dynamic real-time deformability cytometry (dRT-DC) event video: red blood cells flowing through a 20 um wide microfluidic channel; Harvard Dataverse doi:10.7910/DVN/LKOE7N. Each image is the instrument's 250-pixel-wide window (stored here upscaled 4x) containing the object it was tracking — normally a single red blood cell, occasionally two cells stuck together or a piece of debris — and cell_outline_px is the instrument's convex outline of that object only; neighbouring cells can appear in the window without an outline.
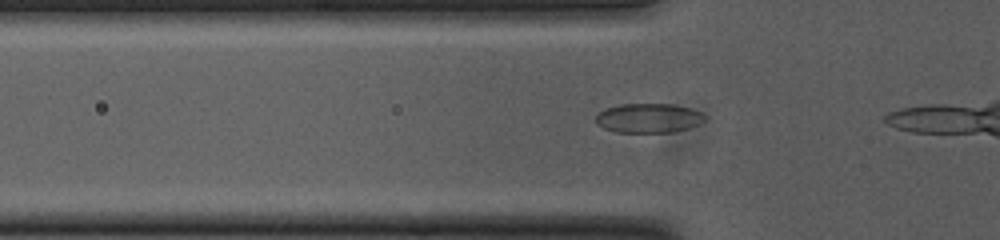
{"species": "common noctule bat (a hibernating species)", "species_latin": "Nyctalus noctula", "temperature_condition": "cold", "stored_images_in_passage": 8, "camera_frame_rate_fps": 3000, "um_per_image_px": 0.085, "animal": {"sex": "female", "body_mass_g": 23.0, "forearm_length_mm": 53.4}, "frame": {"image": 1, "passage_image": 5, "time_ms": 1.333, "image_size_px": [1000, 240], "cell_outline_px": [[708, 116], [704, 120], [688, 128], [672, 132], [616, 132], [604, 128], [596, 124], [596, 116], [604, 108], [620, 104], [672, 104], [688, 108], [700, 112]], "centroid_in_image_um": [55.1, 10.03], "position_along_channel_um": 70.7, "area_um2": 18.55}}